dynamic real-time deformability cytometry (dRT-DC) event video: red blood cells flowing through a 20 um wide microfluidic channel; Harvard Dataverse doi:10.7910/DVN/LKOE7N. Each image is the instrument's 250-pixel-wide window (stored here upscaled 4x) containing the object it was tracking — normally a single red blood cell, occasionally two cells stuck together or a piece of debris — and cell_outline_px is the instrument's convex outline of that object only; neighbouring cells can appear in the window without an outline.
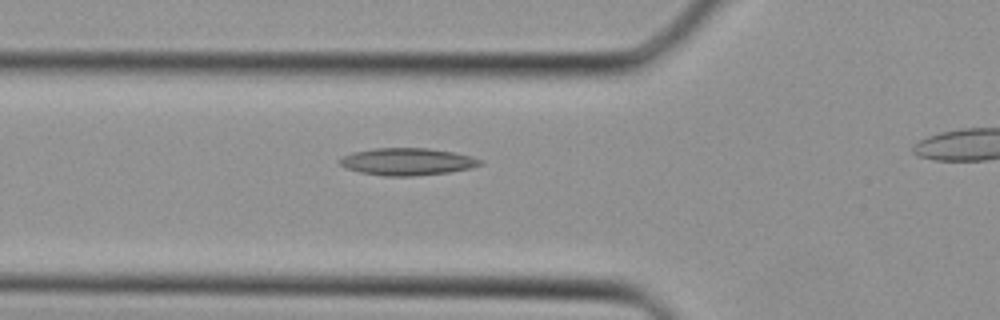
{"species": "Egyptian fruit bat (a non-hibernating species)", "species_latin": "Rousettus aegyptiacus", "temperature_condition": "cold", "stored_images_in_passage": 27, "camera_frame_rate_fps": 3000, "um_per_image_px": 0.085, "animal": {"sex": "female"}, "frame": {"image": 1, "passage_image": 9, "time_ms": 2.667, "image_size_px": [1000, 320], "cell_outline_px": [[484, 164], [468, 168], [448, 172], [412, 176], [384, 176], [360, 172], [348, 168], [340, 164], [336, 160], [352, 152], [372, 148], [428, 148], [452, 152], [472, 156], [484, 160]], "centroid_in_image_um": [34.61, 13.73], "position_along_channel_um": 91.2, "area_um2": 22.25}}
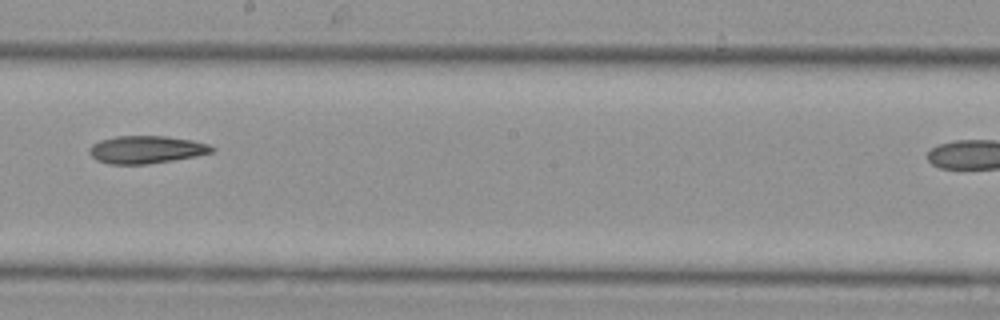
{"frame": {"image": 2, "passage_image": 17, "time_ms": 5.333, "image_size_px": [1000, 320], "cell_outline_px": [[216, 152], [196, 156], [148, 164], [108, 164], [96, 160], [88, 152], [88, 148], [92, 144], [100, 140], [116, 136], [164, 136], [192, 140], [208, 144], [216, 148]], "centroid_in_image_um": [12.43, 12.72], "position_along_channel_um": 235.8, "area_um2": 19.88}}
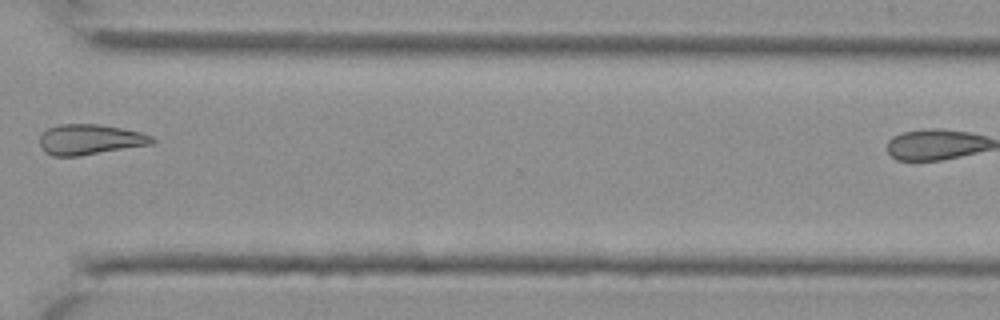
{"frame": {"image": 3, "passage_image": 24, "time_ms": 7.667, "image_size_px": [1000, 320], "cell_outline_px": [[156, 140], [152, 144], [80, 156], [52, 156], [44, 152], [40, 148], [40, 136], [48, 128], [56, 124], [100, 124], [140, 132], [152, 136]], "centroid_in_image_um": [7.62, 11.86], "position_along_channel_um": 363.0, "area_um2": 20.0}}